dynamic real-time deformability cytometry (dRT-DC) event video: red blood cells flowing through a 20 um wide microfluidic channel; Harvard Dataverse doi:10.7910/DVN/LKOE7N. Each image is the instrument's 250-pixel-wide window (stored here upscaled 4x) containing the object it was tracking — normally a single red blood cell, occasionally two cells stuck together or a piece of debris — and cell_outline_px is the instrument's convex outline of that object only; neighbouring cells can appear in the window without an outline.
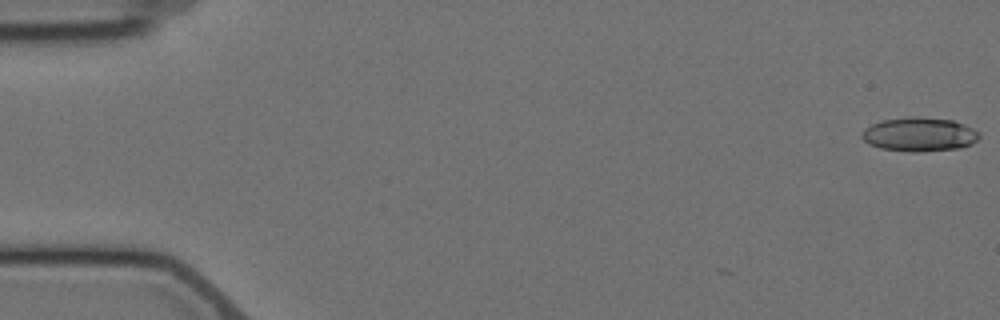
{"species": "Egyptian fruit bat (a non-hibernating species)", "species_latin": "Rousettus aegyptiacus", "temperature_condition": "cold", "stored_images_in_passage": 6, "camera_frame_rate_fps": 3000, "um_per_image_px": 0.085, "animal": {"sex": "female"}, "frame": {"image": 1, "passage_image": 1, "time_ms": 0.0, "image_size_px": [1000, 320], "cell_outline_px": [[980, 136], [972, 144], [960, 148], [916, 152], [912, 152], [880, 148], [868, 144], [860, 136], [864, 128], [872, 124], [884, 120], [952, 120], [964, 124], [980, 132]], "centroid_in_image_um": [78.15, 11.49], "position_along_channel_um": 6.8, "area_um2": 22.25}}
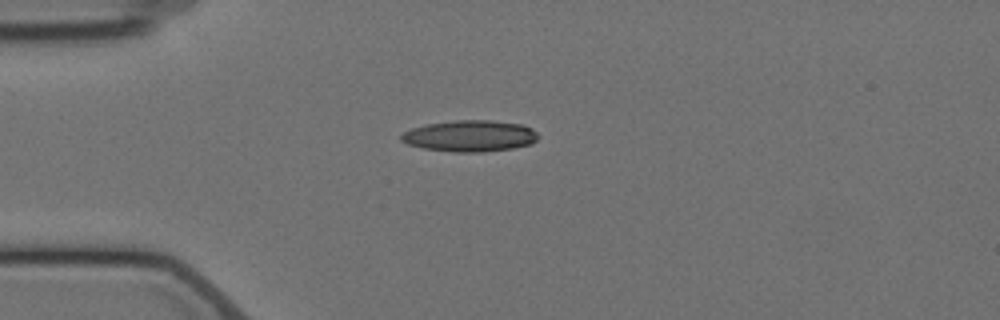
{"frame": {"image": 2, "passage_image": 5, "time_ms": 4.667, "image_size_px": [1000, 320], "cell_outline_px": [[536, 140], [532, 144], [512, 148], [480, 152], [452, 152], [424, 148], [408, 144], [400, 140], [400, 136], [404, 132], [412, 128], [428, 124], [456, 120], [492, 120], [524, 124], [532, 128], [536, 132]], "centroid_in_image_um": [39.96, 11.55], "position_along_channel_um": 45.0, "area_um2": 24.97}}